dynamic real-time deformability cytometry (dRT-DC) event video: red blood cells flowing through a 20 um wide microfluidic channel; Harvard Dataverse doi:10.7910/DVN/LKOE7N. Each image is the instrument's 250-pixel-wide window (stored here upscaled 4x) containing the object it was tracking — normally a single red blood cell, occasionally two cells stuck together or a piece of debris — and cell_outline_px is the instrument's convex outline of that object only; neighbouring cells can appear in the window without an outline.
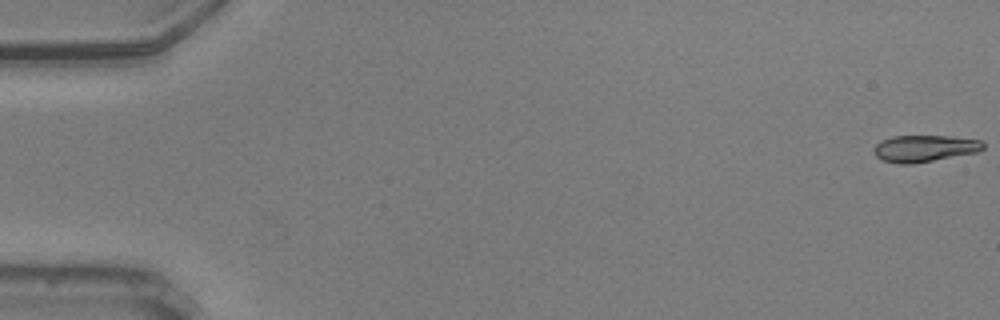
{"species": "common noctule bat (a hibernating species)", "species_latin": "Nyctalus noctula", "temperature_condition": "warm", "stored_images_in_passage": 57, "camera_frame_rate_fps": 3000, "um_per_image_px": 0.085, "animal": {"sex": "male", "body_mass_g": 20.5, "forearm_length_mm": 52.5}, "frame": {"image": 1, "passage_image": 1, "time_ms": 0.0, "image_size_px": [1000, 320], "cell_outline_px": [[984, 148], [980, 152], [912, 164], [896, 164], [884, 160], [876, 156], [872, 152], [872, 148], [880, 140], [892, 136], [948, 136], [980, 140], [984, 144]], "centroid_in_image_um": [78.56, 12.62], "position_along_channel_um": 6.4, "area_um2": 17.22}}
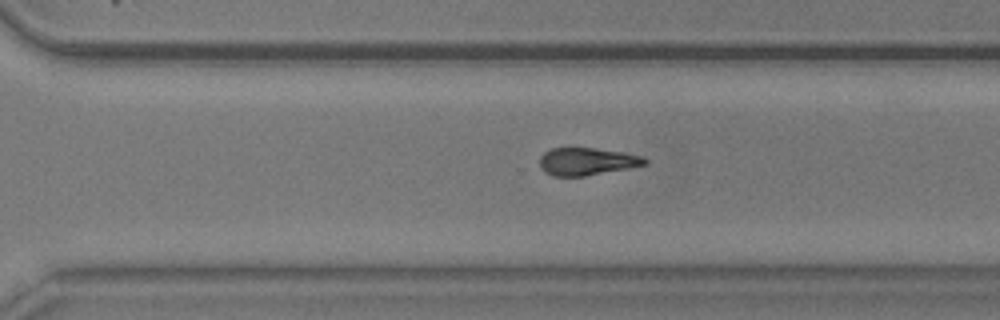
{"frame": {"image": 2, "passage_image": 40, "time_ms": 13.0, "image_size_px": [1000, 320], "cell_outline_px": [[648, 160], [644, 164], [628, 168], [584, 176], [552, 176], [544, 172], [540, 168], [540, 156], [544, 152], [552, 148], [592, 148], [624, 152], [644, 156]], "centroid_in_image_um": [49.86, 13.72], "position_along_channel_um": 320.7, "area_um2": 16.82}}
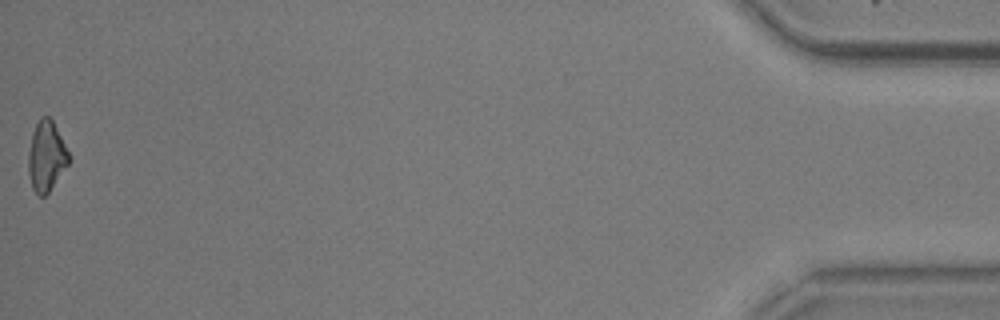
{"frame": {"image": 3, "passage_image": 57, "time_ms": 18.667, "image_size_px": [1000, 320], "cell_outline_px": [[72, 160], [48, 192], [44, 196], [40, 196], [32, 188], [28, 172], [28, 152], [32, 132], [40, 116], [48, 116], [52, 120]], "centroid_in_image_um": [3.93, 13.28], "position_along_channel_um": 431.3, "area_um2": 16.47}, "authors_computed_cell_mechanics": {"area_um2": 17.7446, "velocity_mm_per_s": 3.6205, "shape_relaxation_time_tau1_ms": 3.3561, "shape_relaxation_time_tau2_ms": 2.5779, "deformation_change_tau1": 0.1241, "deformation_change_tau2": 0.0971}}